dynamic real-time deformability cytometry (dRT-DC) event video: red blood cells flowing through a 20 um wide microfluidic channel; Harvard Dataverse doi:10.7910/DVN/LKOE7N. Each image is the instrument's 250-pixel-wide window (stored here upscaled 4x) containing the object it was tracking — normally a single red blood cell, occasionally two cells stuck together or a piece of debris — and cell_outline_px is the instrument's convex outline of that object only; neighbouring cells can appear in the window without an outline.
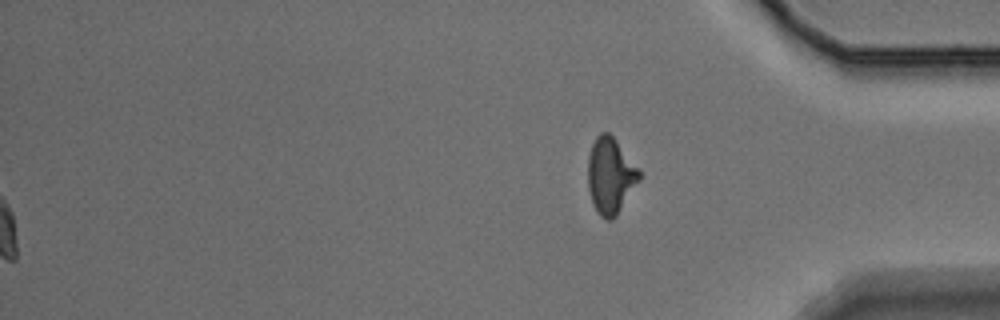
{"species": "Egyptian fruit bat (a non-hibernating species)", "species_latin": "Rousettus aegyptiacus", "temperature_condition": "warm", "stored_images_in_passage": 40, "segment_of_instrument_passage": [2, 2], "camera_frame_rate_fps": 3000, "um_per_image_px": 0.085, "animal": {"sex": "male"}, "frame": {"image": 1, "passage_image": 40, "time_ms": 13.0, "image_size_px": [1000, 320], "cell_outline_px": [[640, 180], [616, 216], [612, 220], [604, 220], [596, 212], [592, 204], [588, 188], [588, 156], [592, 144], [596, 136], [600, 132], [608, 132], [616, 140], [640, 172]], "centroid_in_image_um": [51.86, 14.97], "position_along_channel_um": 383.3, "area_um2": 22.72}}